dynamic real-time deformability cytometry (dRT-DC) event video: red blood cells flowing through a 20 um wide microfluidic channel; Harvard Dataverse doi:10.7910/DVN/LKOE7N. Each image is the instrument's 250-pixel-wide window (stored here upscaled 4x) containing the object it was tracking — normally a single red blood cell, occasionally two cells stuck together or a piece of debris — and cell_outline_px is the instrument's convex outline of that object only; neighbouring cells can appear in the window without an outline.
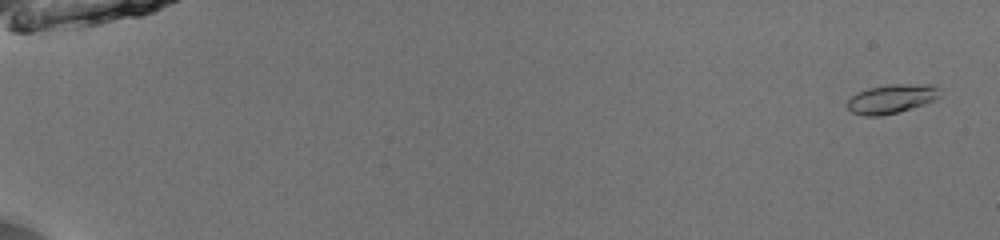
{"species": "common noctule bat (a hibernating species)", "species_latin": "Nyctalus noctula", "temperature_condition": "room temperature", "stored_images_in_passage": 53, "camera_frame_rate_fps": 3000, "um_per_image_px": 0.085, "animal": {"sex": "male", "body_mass_g": 13.0, "forearm_length_mm": 53.1}, "frame": {"image": 1, "passage_image": 3, "time_ms": 0.667, "image_size_px": [1000, 240], "cell_outline_px": [[940, 96], [936, 100], [900, 112], [880, 116], [864, 116], [852, 112], [848, 108], [848, 100], [856, 92], [868, 88], [892, 84], [932, 84], [940, 88]], "centroid_in_image_um": [75.82, 8.4], "position_along_channel_um": 9.2, "area_um2": 15.84}}
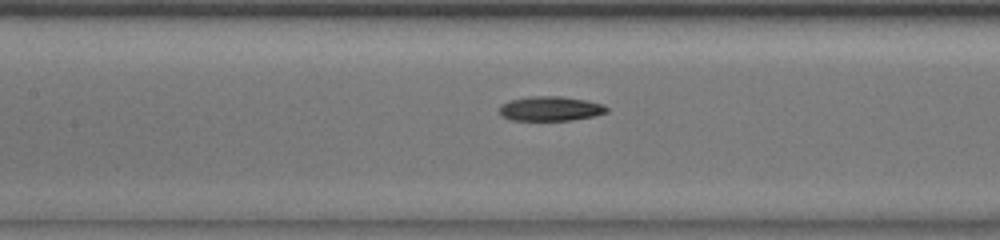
{"frame": {"image": 2, "passage_image": 28, "time_ms": 9.0, "image_size_px": [1000, 240], "cell_outline_px": [[608, 112], [596, 116], [572, 120], [512, 120], [500, 116], [500, 104], [508, 100], [528, 96], [560, 96], [584, 100], [604, 104], [608, 108]], "centroid_in_image_um": [46.77, 9.23], "position_along_channel_um": 160.6, "area_um2": 15.55}}
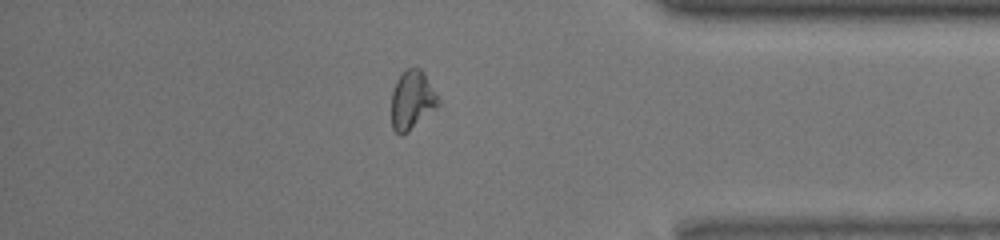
{"frame": {"image": 3, "passage_image": 47, "time_ms": 15.333, "image_size_px": [1000, 240], "cell_outline_px": [[440, 104], [436, 108], [408, 132], [400, 136], [392, 128], [392, 92], [396, 80], [408, 68], [420, 68], [424, 72], [440, 100]], "centroid_in_image_um": [35.03, 8.52], "position_along_channel_um": 400.2, "area_um2": 15.95}, "authors_computed_cell_mechanics": {"area_um2": 15.317, "velocity_mm_per_s": 4.0392, "shape_relaxation_time_tau1_ms": 4.9277, "shape_relaxation_time_tau2_ms": 10.3358, "deformation_change_tau1": 0.1277, "deformation_change_tau2": 0.2206}}